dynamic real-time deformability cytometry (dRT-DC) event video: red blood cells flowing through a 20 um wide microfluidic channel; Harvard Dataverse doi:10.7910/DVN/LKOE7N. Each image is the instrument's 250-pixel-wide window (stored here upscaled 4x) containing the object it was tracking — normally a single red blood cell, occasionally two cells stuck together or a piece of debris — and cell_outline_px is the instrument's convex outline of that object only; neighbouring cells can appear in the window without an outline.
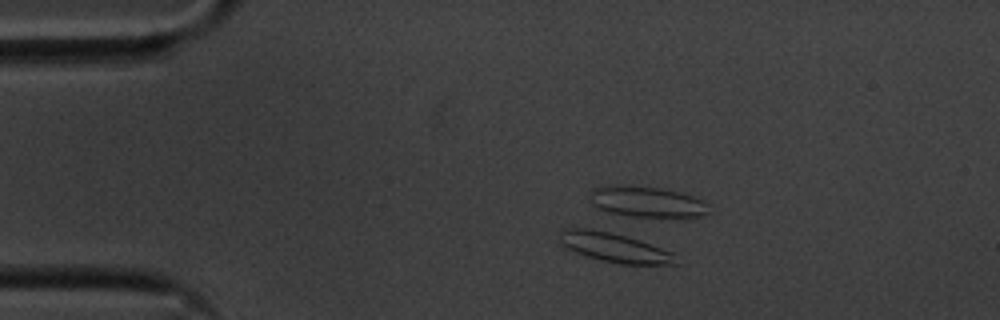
{"species": "common noctule bat (a hibernating species)", "species_latin": "Nyctalus noctula", "temperature_condition": "cold", "stored_images_in_passage": 51, "camera_frame_rate_fps": 3000, "um_per_image_px": 0.085, "animal": {"sex": "male", "body_mass_g": 20.1, "forearm_length_mm": 53.5}, "frame": {"image": 1, "passage_image": 6, "time_ms": 1.667, "image_size_px": [1000, 320], "cell_outline_px": [[676, 264], [620, 264], [600, 260], [576, 252], [560, 244], [560, 232], [568, 228], [588, 228], [608, 232], [640, 240], [672, 252]], "centroid_in_image_um": [52.19, 21.04], "position_along_channel_um": 32.8, "area_um2": 19.36}}